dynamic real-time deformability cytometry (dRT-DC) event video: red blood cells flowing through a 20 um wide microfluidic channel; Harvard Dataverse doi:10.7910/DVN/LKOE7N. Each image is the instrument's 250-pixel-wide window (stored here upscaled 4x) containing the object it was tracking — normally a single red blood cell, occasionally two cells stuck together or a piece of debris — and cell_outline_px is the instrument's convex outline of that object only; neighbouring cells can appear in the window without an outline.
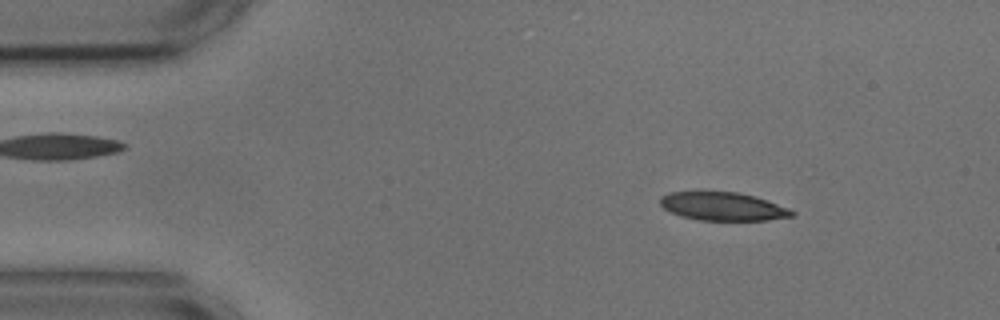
{"species": "common noctule bat (a hibernating species)", "species_latin": "Nyctalus noctula", "temperature_condition": "cold", "stored_images_in_passage": 10, "camera_frame_rate_fps": 3000, "um_per_image_px": 0.085, "animal": {"sex": "male", "body_mass_g": 17.9, "forearm_length_mm": 54.2}, "frame": {"image": 1, "passage_image": 1, "time_ms": 0.0, "image_size_px": [1000, 320], "cell_outline_px": [[796, 212], [792, 216], [768, 220], [700, 220], [680, 216], [664, 208], [660, 204], [660, 196], [668, 192], [696, 188], [736, 192], [768, 200], [788, 208]], "centroid_in_image_um": [61.35, 17.49], "position_along_channel_um": 23.7, "area_um2": 22.54}}